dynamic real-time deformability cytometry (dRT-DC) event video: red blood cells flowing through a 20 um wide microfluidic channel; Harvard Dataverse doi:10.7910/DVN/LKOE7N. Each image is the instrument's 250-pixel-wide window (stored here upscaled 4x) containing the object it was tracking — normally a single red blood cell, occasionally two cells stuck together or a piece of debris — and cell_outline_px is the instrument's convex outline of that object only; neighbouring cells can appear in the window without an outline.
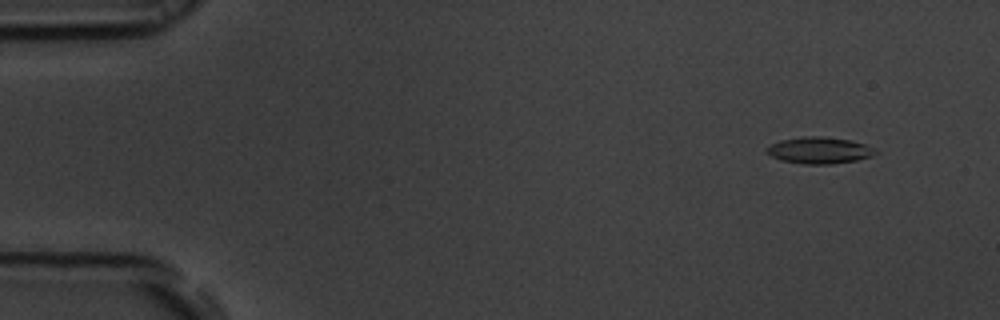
{"species": "common noctule bat (a hibernating species)", "species_latin": "Nyctalus noctula", "temperature_condition": "room temperature", "stored_images_in_passage": 55, "camera_frame_rate_fps": 3000, "um_per_image_px": 0.085, "animal": {"sex": "male", "body_mass_g": 19.5, "forearm_length_mm": 54.6}, "frame": {"image": 1, "passage_image": 5, "time_ms": 1.333, "image_size_px": [1000, 320], "cell_outline_px": [[880, 152], [872, 156], [856, 160], [832, 164], [804, 164], [780, 160], [764, 152], [764, 148], [780, 140], [804, 136], [820, 136], [852, 140], [864, 144]], "centroid_in_image_um": [69.62, 12.78], "position_along_channel_um": 15.4, "area_um2": 16.94}}
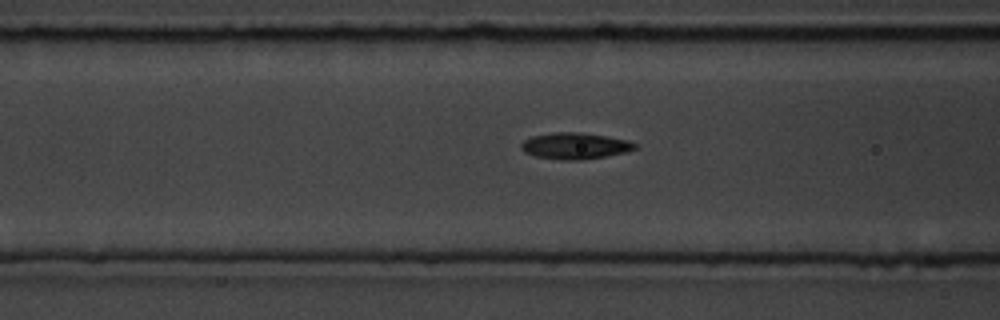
{"frame": {"image": 2, "passage_image": 22, "time_ms": 7.0, "image_size_px": [1000, 320], "cell_outline_px": [[640, 148], [628, 152], [580, 160], [560, 160], [536, 156], [524, 152], [520, 148], [520, 144], [524, 140], [532, 136], [552, 132], [580, 132], [608, 136], [628, 140], [636, 144]], "centroid_in_image_um": [48.9, 12.39], "position_along_channel_um": 117.7, "area_um2": 17.69}}
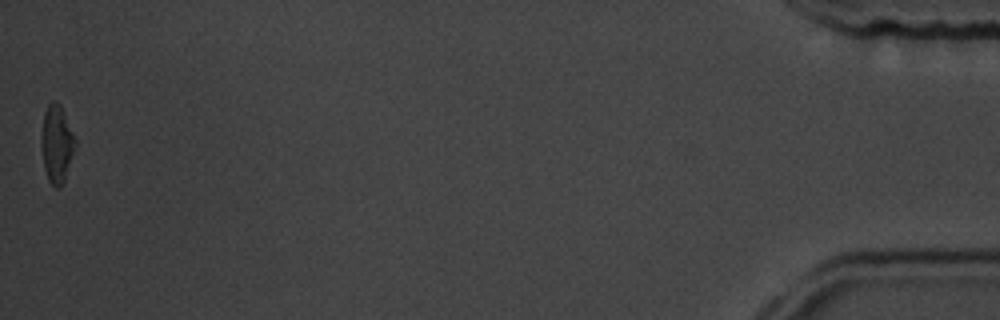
{"frame": {"image": 3, "passage_image": 55, "time_ms": 18.0, "image_size_px": [1000, 320], "cell_outline_px": [[76, 144], [64, 180], [60, 188], [56, 188], [48, 180], [44, 168], [40, 144], [40, 136], [44, 112], [48, 104], [52, 100], [56, 100], [60, 104], [76, 140]], "centroid_in_image_um": [4.79, 12.21], "position_along_channel_um": 430.4, "area_um2": 15.37}, "authors_computed_cell_mechanics": {"area_um2": 16.6464, "velocity_mm_per_s": 3.7269, "shape_relaxation_time_tau1_ms": 2.8012, "shape_relaxation_time_tau2_ms": 1.5947, "deformation_change_tau1": 0.1193, "deformation_change_tau2": 0.0721}}